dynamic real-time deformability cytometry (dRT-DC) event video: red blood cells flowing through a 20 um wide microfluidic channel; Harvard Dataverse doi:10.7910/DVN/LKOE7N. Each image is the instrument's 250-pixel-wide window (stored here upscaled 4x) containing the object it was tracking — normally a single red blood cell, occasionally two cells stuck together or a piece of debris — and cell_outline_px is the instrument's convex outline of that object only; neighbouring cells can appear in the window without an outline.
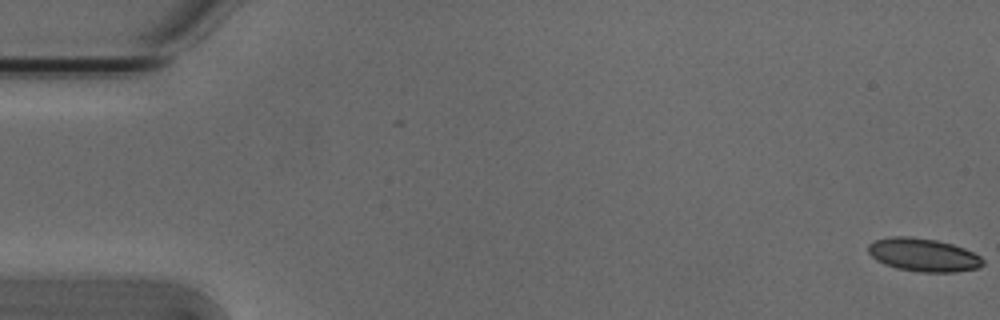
{"species": "Egyptian fruit bat (a non-hibernating species)", "species_latin": "Rousettus aegyptiacus", "temperature_condition": "cold", "stored_images_in_passage": 55, "camera_frame_rate_fps": 3000, "um_per_image_px": 0.085, "animal": {"sex": "male"}, "frame": {"image": 1, "passage_image": 1, "time_ms": 0.0, "image_size_px": [1000, 320], "cell_outline_px": [[984, 264], [980, 268], [956, 272], [920, 272], [896, 268], [884, 264], [876, 260], [868, 252], [868, 244], [876, 240], [892, 236], [912, 236], [936, 240], [952, 244], [964, 248], [980, 256], [984, 260]], "centroid_in_image_um": [78.49, 21.67], "position_along_channel_um": 6.5, "area_um2": 22.31}}
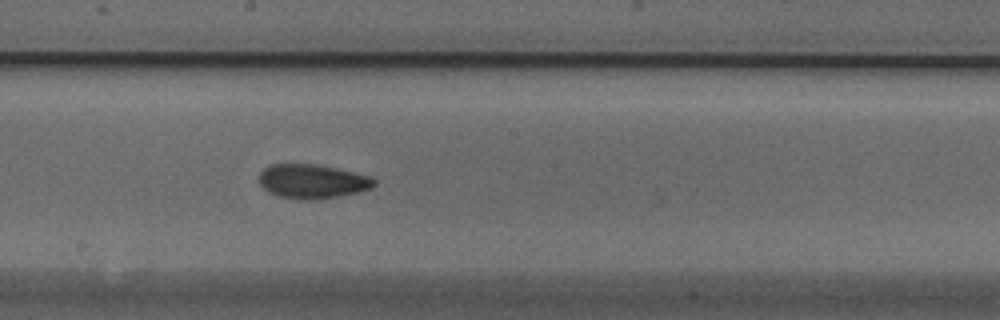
{"frame": {"image": 2, "passage_image": 30, "time_ms": 9.667, "image_size_px": [1000, 320], "cell_outline_px": [[376, 184], [372, 188], [360, 192], [340, 196], [308, 200], [296, 200], [280, 196], [268, 192], [260, 184], [260, 172], [268, 164], [316, 164], [372, 176], [376, 180]], "centroid_in_image_um": [26.57, 15.42], "position_along_channel_um": 221.6, "area_um2": 23.06}}
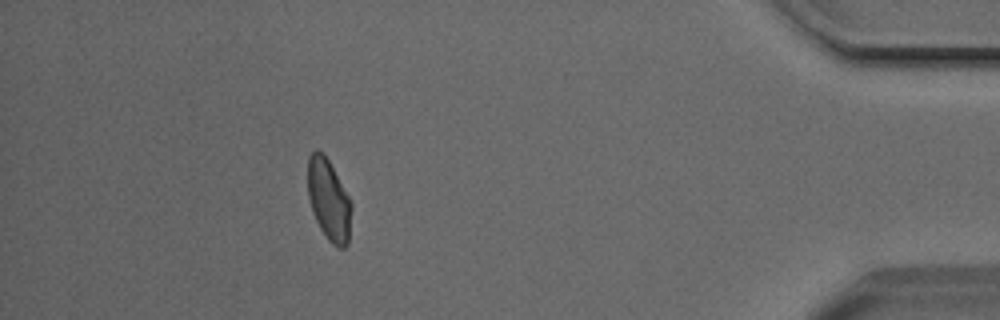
{"frame": {"image": 3, "passage_image": 49, "time_ms": 16.0, "image_size_px": [1000, 320], "cell_outline_px": [[352, 208], [348, 244], [344, 248], [336, 248], [328, 240], [320, 228], [312, 212], [308, 196], [308, 156], [316, 148], [328, 160], [348, 196], [352, 204]], "centroid_in_image_um": [27.94, 17.04], "position_along_channel_um": 407.3, "area_um2": 20.58}, "authors_computed_cell_mechanics": {"area_um2": 21.964, "velocity_mm_per_s": 3.8032, "shape_relaxation_time_tau1_ms": 3.9288, "shape_relaxation_time_tau2_ms": 1.9035, "deformation_change_tau1": 0.1119, "deformation_change_tau2": 0.0706}}